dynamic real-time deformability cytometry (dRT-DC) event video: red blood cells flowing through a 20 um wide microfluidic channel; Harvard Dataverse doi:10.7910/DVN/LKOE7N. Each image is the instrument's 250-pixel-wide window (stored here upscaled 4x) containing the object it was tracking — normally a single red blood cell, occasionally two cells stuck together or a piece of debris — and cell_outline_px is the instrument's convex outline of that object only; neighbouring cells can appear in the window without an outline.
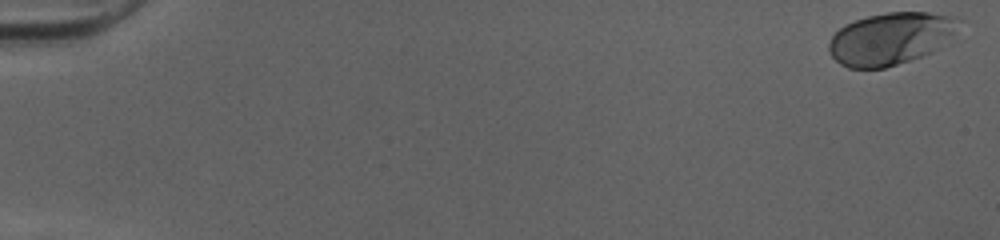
{"species": "human", "species_latin": "Homo sapiens", "temperature_condition": "cold", "stored_images_in_passage": 52, "camera_frame_rate_fps": 3000, "um_per_image_px": 0.085, "donor": {"sex": "female"}, "frame": {"image": 1, "passage_image": 1, "time_ms": 0.0, "image_size_px": [1000, 240], "cell_outline_px": [[964, 20], [952, 32], [928, 52], [920, 56], [884, 68], [848, 68], [840, 64], [832, 56], [828, 48], [828, 44], [832, 36], [844, 24], [868, 16], [888, 12], [928, 12], [956, 16]], "centroid_in_image_um": [75.63, 3.25], "position_along_channel_um": 9.4, "area_um2": 38.67}}
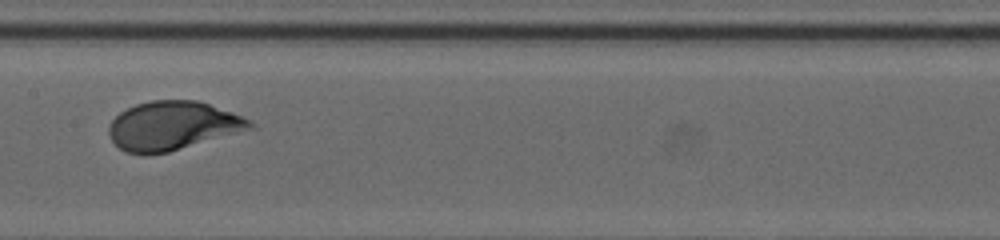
{"frame": {"image": 2, "passage_image": 28, "time_ms": 9.0, "image_size_px": [1000, 240], "cell_outline_px": [[256, 128], [168, 152], [144, 156], [124, 152], [112, 140], [108, 132], [108, 124], [120, 112], [136, 104], [152, 100], [196, 100], [232, 112], [252, 120], [256, 124]], "centroid_in_image_um": [14.68, 10.7], "position_along_channel_um": 192.7, "area_um2": 40.4}}
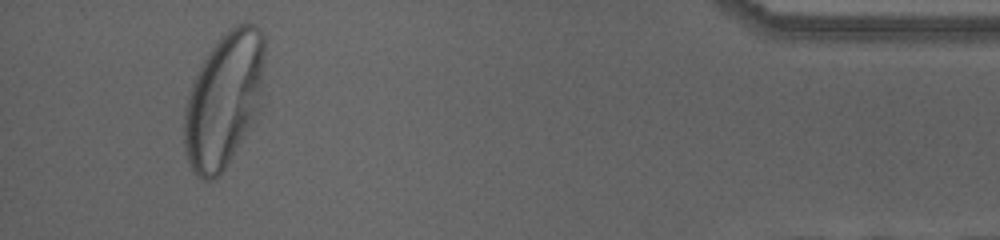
{"frame": {"image": 3, "passage_image": 49, "time_ms": 16.0, "image_size_px": [1000, 240], "cell_outline_px": [[264, 56], [260, 108], [224, 168], [212, 180], [200, 180], [192, 172], [184, 148], [184, 108], [192, 84], [204, 60], [220, 36], [236, 24], [256, 24], [260, 28], [264, 36]], "centroid_in_image_um": [19.02, 8.47], "position_along_channel_um": 416.2, "area_um2": 62.42}, "authors_computed_cell_mechanics": {"area_um2": 38.7838, "velocity_mm_per_s": 4.0039, "shape_relaxation_time_tau1_ms": 2.4684, "shape_relaxation_time_tau2_ms": null, "deformation_change_tau1": 0.1431, "deformation_change_tau2": null}}